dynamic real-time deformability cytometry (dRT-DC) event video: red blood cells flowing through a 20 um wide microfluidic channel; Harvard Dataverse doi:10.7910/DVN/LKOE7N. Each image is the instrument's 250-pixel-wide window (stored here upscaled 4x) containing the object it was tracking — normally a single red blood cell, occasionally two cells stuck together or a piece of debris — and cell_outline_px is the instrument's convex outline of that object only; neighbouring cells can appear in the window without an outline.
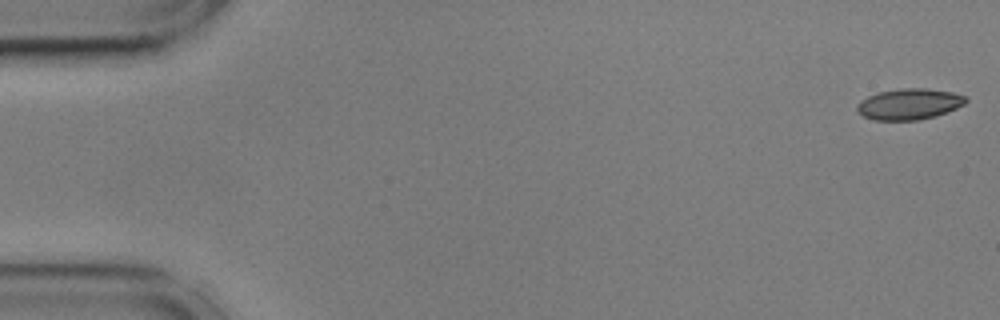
{"species": "common noctule bat (a hibernating species)", "species_latin": "Nyctalus noctula", "temperature_condition": "cold", "stored_images_in_passage": 55, "camera_frame_rate_fps": 3000, "um_per_image_px": 0.085, "animal": {"sex": "male", "body_mass_g": 17.9, "forearm_length_mm": 54.2}, "frame": {"image": 1, "passage_image": 1, "time_ms": 0.0, "image_size_px": [1000, 320], "cell_outline_px": [[968, 100], [964, 104], [956, 108], [936, 116], [916, 120], [872, 120], [856, 112], [856, 104], [860, 100], [876, 92], [900, 88], [928, 88], [952, 92], [964, 96]], "centroid_in_image_um": [77.23, 8.84], "position_along_channel_um": 7.8, "area_um2": 19.83}}
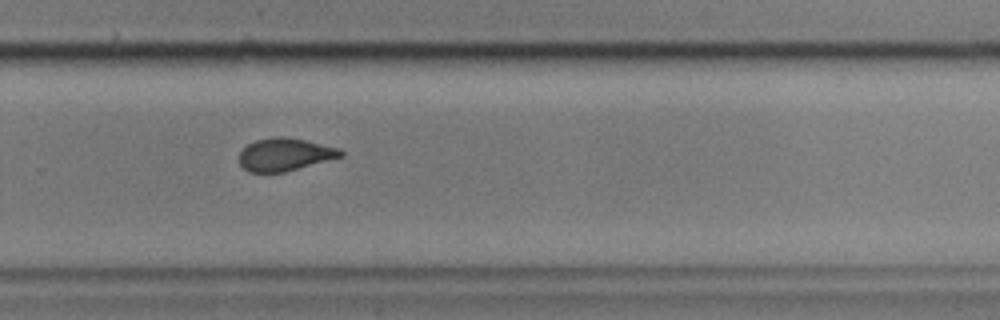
{"frame": {"image": 2, "passage_image": 37, "time_ms": 12.0, "image_size_px": [1000, 320], "cell_outline_px": [[344, 156], [284, 172], [248, 172], [240, 164], [240, 152], [248, 144], [256, 140], [276, 136], [284, 136], [304, 140], [340, 148], [344, 152]], "centroid_in_image_um": [24.23, 13.13], "position_along_channel_um": 305.6, "area_um2": 19.25}}
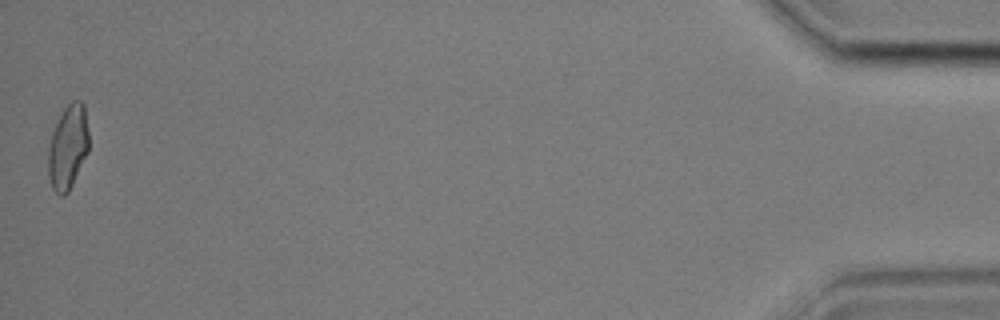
{"frame": {"image": 3, "passage_image": 55, "time_ms": 18.0, "image_size_px": [1000, 320], "cell_outline_px": [[88, 152], [68, 192], [64, 196], [60, 196], [52, 188], [48, 176], [48, 148], [52, 132], [64, 108], [72, 100], [80, 100], [84, 104], [88, 132]], "centroid_in_image_um": [5.76, 12.51], "position_along_channel_um": 429.4, "area_um2": 19.88}, "authors_computed_cell_mechanics": {"area_um2": 19.9988, "velocity_mm_per_s": 3.6043, "shape_relaxation_time_tau1_ms": 4.2935, "shape_relaxation_time_tau2_ms": 1.8318, "deformation_change_tau1": 0.1185, "deformation_change_tau2": 0.0713}}